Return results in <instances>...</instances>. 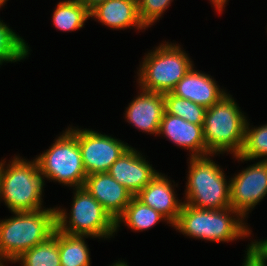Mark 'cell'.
Returning a JSON list of instances; mask_svg holds the SVG:
<instances>
[{
	"label": "cell",
	"mask_w": 267,
	"mask_h": 266,
	"mask_svg": "<svg viewBox=\"0 0 267 266\" xmlns=\"http://www.w3.org/2000/svg\"><path fill=\"white\" fill-rule=\"evenodd\" d=\"M6 0H0V5H3Z\"/></svg>",
	"instance_id": "30"
},
{
	"label": "cell",
	"mask_w": 267,
	"mask_h": 266,
	"mask_svg": "<svg viewBox=\"0 0 267 266\" xmlns=\"http://www.w3.org/2000/svg\"><path fill=\"white\" fill-rule=\"evenodd\" d=\"M108 173L133 196H136L158 174L131 147L112 164Z\"/></svg>",
	"instance_id": "11"
},
{
	"label": "cell",
	"mask_w": 267,
	"mask_h": 266,
	"mask_svg": "<svg viewBox=\"0 0 267 266\" xmlns=\"http://www.w3.org/2000/svg\"><path fill=\"white\" fill-rule=\"evenodd\" d=\"M253 260L259 266H266L265 263L267 260V240L260 242H253Z\"/></svg>",
	"instance_id": "26"
},
{
	"label": "cell",
	"mask_w": 267,
	"mask_h": 266,
	"mask_svg": "<svg viewBox=\"0 0 267 266\" xmlns=\"http://www.w3.org/2000/svg\"><path fill=\"white\" fill-rule=\"evenodd\" d=\"M161 133L178 146L190 149L192 157L209 155L203 137V125L190 123L165 111L158 131V134Z\"/></svg>",
	"instance_id": "13"
},
{
	"label": "cell",
	"mask_w": 267,
	"mask_h": 266,
	"mask_svg": "<svg viewBox=\"0 0 267 266\" xmlns=\"http://www.w3.org/2000/svg\"><path fill=\"white\" fill-rule=\"evenodd\" d=\"M90 17V11L78 0L59 2L53 14L56 28L62 31H72L82 28L84 22Z\"/></svg>",
	"instance_id": "21"
},
{
	"label": "cell",
	"mask_w": 267,
	"mask_h": 266,
	"mask_svg": "<svg viewBox=\"0 0 267 266\" xmlns=\"http://www.w3.org/2000/svg\"><path fill=\"white\" fill-rule=\"evenodd\" d=\"M136 197L145 205L155 209L168 220L172 226L178 220L184 203L175 199L170 181L161 174H157Z\"/></svg>",
	"instance_id": "15"
},
{
	"label": "cell",
	"mask_w": 267,
	"mask_h": 266,
	"mask_svg": "<svg viewBox=\"0 0 267 266\" xmlns=\"http://www.w3.org/2000/svg\"><path fill=\"white\" fill-rule=\"evenodd\" d=\"M22 266H61L58 249V229L44 242L22 253L14 262Z\"/></svg>",
	"instance_id": "18"
},
{
	"label": "cell",
	"mask_w": 267,
	"mask_h": 266,
	"mask_svg": "<svg viewBox=\"0 0 267 266\" xmlns=\"http://www.w3.org/2000/svg\"><path fill=\"white\" fill-rule=\"evenodd\" d=\"M180 49L179 46L163 44L148 53L139 71L142 90L161 94L173 91L193 67L187 54Z\"/></svg>",
	"instance_id": "6"
},
{
	"label": "cell",
	"mask_w": 267,
	"mask_h": 266,
	"mask_svg": "<svg viewBox=\"0 0 267 266\" xmlns=\"http://www.w3.org/2000/svg\"><path fill=\"white\" fill-rule=\"evenodd\" d=\"M83 3L89 11H91L98 4L105 2L106 0H78Z\"/></svg>",
	"instance_id": "27"
},
{
	"label": "cell",
	"mask_w": 267,
	"mask_h": 266,
	"mask_svg": "<svg viewBox=\"0 0 267 266\" xmlns=\"http://www.w3.org/2000/svg\"><path fill=\"white\" fill-rule=\"evenodd\" d=\"M245 116L229 95L206 109L203 137L209 154L231 150L239 155L244 144Z\"/></svg>",
	"instance_id": "2"
},
{
	"label": "cell",
	"mask_w": 267,
	"mask_h": 266,
	"mask_svg": "<svg viewBox=\"0 0 267 266\" xmlns=\"http://www.w3.org/2000/svg\"><path fill=\"white\" fill-rule=\"evenodd\" d=\"M93 16L110 28L123 29L133 26L145 29L139 17L136 0H106L90 11V17Z\"/></svg>",
	"instance_id": "17"
},
{
	"label": "cell",
	"mask_w": 267,
	"mask_h": 266,
	"mask_svg": "<svg viewBox=\"0 0 267 266\" xmlns=\"http://www.w3.org/2000/svg\"><path fill=\"white\" fill-rule=\"evenodd\" d=\"M267 156V124L249 130L248 122L245 123L244 144L239 155L240 160H252ZM267 160V159H264Z\"/></svg>",
	"instance_id": "24"
},
{
	"label": "cell",
	"mask_w": 267,
	"mask_h": 266,
	"mask_svg": "<svg viewBox=\"0 0 267 266\" xmlns=\"http://www.w3.org/2000/svg\"><path fill=\"white\" fill-rule=\"evenodd\" d=\"M230 212L241 216L232 207L220 210L200 209L184 202L173 226L188 236L215 242L230 241L248 235L250 232L242 220L232 219L229 217Z\"/></svg>",
	"instance_id": "4"
},
{
	"label": "cell",
	"mask_w": 267,
	"mask_h": 266,
	"mask_svg": "<svg viewBox=\"0 0 267 266\" xmlns=\"http://www.w3.org/2000/svg\"><path fill=\"white\" fill-rule=\"evenodd\" d=\"M61 266H90V256L83 236L68 235L58 230Z\"/></svg>",
	"instance_id": "20"
},
{
	"label": "cell",
	"mask_w": 267,
	"mask_h": 266,
	"mask_svg": "<svg viewBox=\"0 0 267 266\" xmlns=\"http://www.w3.org/2000/svg\"><path fill=\"white\" fill-rule=\"evenodd\" d=\"M126 111L128 122L143 132L158 134L160 122L165 112L164 94L142 90Z\"/></svg>",
	"instance_id": "14"
},
{
	"label": "cell",
	"mask_w": 267,
	"mask_h": 266,
	"mask_svg": "<svg viewBox=\"0 0 267 266\" xmlns=\"http://www.w3.org/2000/svg\"><path fill=\"white\" fill-rule=\"evenodd\" d=\"M172 93L175 96L188 99L206 109L218 102L224 95L220 91L215 81L210 76L193 70L189 72L177 83Z\"/></svg>",
	"instance_id": "16"
},
{
	"label": "cell",
	"mask_w": 267,
	"mask_h": 266,
	"mask_svg": "<svg viewBox=\"0 0 267 266\" xmlns=\"http://www.w3.org/2000/svg\"><path fill=\"white\" fill-rule=\"evenodd\" d=\"M0 163V196L12 212L41 210L43 177L36 160H12L7 170Z\"/></svg>",
	"instance_id": "3"
},
{
	"label": "cell",
	"mask_w": 267,
	"mask_h": 266,
	"mask_svg": "<svg viewBox=\"0 0 267 266\" xmlns=\"http://www.w3.org/2000/svg\"><path fill=\"white\" fill-rule=\"evenodd\" d=\"M24 40L0 21V65L3 61H19L28 54Z\"/></svg>",
	"instance_id": "23"
},
{
	"label": "cell",
	"mask_w": 267,
	"mask_h": 266,
	"mask_svg": "<svg viewBox=\"0 0 267 266\" xmlns=\"http://www.w3.org/2000/svg\"><path fill=\"white\" fill-rule=\"evenodd\" d=\"M41 175L70 186L83 187L87 177L77 138L67 130L49 150L35 159Z\"/></svg>",
	"instance_id": "8"
},
{
	"label": "cell",
	"mask_w": 267,
	"mask_h": 266,
	"mask_svg": "<svg viewBox=\"0 0 267 266\" xmlns=\"http://www.w3.org/2000/svg\"><path fill=\"white\" fill-rule=\"evenodd\" d=\"M69 226L67 213L56 209L57 229L74 236L108 237L116 231V221L103 206L87 191L77 187L73 198Z\"/></svg>",
	"instance_id": "7"
},
{
	"label": "cell",
	"mask_w": 267,
	"mask_h": 266,
	"mask_svg": "<svg viewBox=\"0 0 267 266\" xmlns=\"http://www.w3.org/2000/svg\"><path fill=\"white\" fill-rule=\"evenodd\" d=\"M172 0H138V12L145 27L152 25Z\"/></svg>",
	"instance_id": "25"
},
{
	"label": "cell",
	"mask_w": 267,
	"mask_h": 266,
	"mask_svg": "<svg viewBox=\"0 0 267 266\" xmlns=\"http://www.w3.org/2000/svg\"><path fill=\"white\" fill-rule=\"evenodd\" d=\"M162 218L165 219L155 209L145 205L136 196H133L124 212L117 218L116 229L119 222L122 221L121 219L133 230L143 231L155 225Z\"/></svg>",
	"instance_id": "19"
},
{
	"label": "cell",
	"mask_w": 267,
	"mask_h": 266,
	"mask_svg": "<svg viewBox=\"0 0 267 266\" xmlns=\"http://www.w3.org/2000/svg\"><path fill=\"white\" fill-rule=\"evenodd\" d=\"M186 196L188 204L200 209L231 207L230 185L220 167L207 156L191 157Z\"/></svg>",
	"instance_id": "5"
},
{
	"label": "cell",
	"mask_w": 267,
	"mask_h": 266,
	"mask_svg": "<svg viewBox=\"0 0 267 266\" xmlns=\"http://www.w3.org/2000/svg\"><path fill=\"white\" fill-rule=\"evenodd\" d=\"M165 111L193 124L203 125L206 108L188 99L175 96L172 92L164 94Z\"/></svg>",
	"instance_id": "22"
},
{
	"label": "cell",
	"mask_w": 267,
	"mask_h": 266,
	"mask_svg": "<svg viewBox=\"0 0 267 266\" xmlns=\"http://www.w3.org/2000/svg\"><path fill=\"white\" fill-rule=\"evenodd\" d=\"M14 214L16 217L0 222V258L12 262L47 240L57 228L55 208Z\"/></svg>",
	"instance_id": "1"
},
{
	"label": "cell",
	"mask_w": 267,
	"mask_h": 266,
	"mask_svg": "<svg viewBox=\"0 0 267 266\" xmlns=\"http://www.w3.org/2000/svg\"><path fill=\"white\" fill-rule=\"evenodd\" d=\"M78 140L87 176L108 172L112 164L130 147L120 140L90 130L68 129Z\"/></svg>",
	"instance_id": "9"
},
{
	"label": "cell",
	"mask_w": 267,
	"mask_h": 266,
	"mask_svg": "<svg viewBox=\"0 0 267 266\" xmlns=\"http://www.w3.org/2000/svg\"><path fill=\"white\" fill-rule=\"evenodd\" d=\"M116 221L130 203L133 195L108 172L86 177L84 186Z\"/></svg>",
	"instance_id": "12"
},
{
	"label": "cell",
	"mask_w": 267,
	"mask_h": 266,
	"mask_svg": "<svg viewBox=\"0 0 267 266\" xmlns=\"http://www.w3.org/2000/svg\"><path fill=\"white\" fill-rule=\"evenodd\" d=\"M229 185L231 207L242 219L267 194V160L243 170L230 180Z\"/></svg>",
	"instance_id": "10"
},
{
	"label": "cell",
	"mask_w": 267,
	"mask_h": 266,
	"mask_svg": "<svg viewBox=\"0 0 267 266\" xmlns=\"http://www.w3.org/2000/svg\"><path fill=\"white\" fill-rule=\"evenodd\" d=\"M211 1H212V3L215 4L214 6L217 7L218 11L221 12L222 11V8H223V6H224V4H225V2L227 0H211Z\"/></svg>",
	"instance_id": "28"
},
{
	"label": "cell",
	"mask_w": 267,
	"mask_h": 266,
	"mask_svg": "<svg viewBox=\"0 0 267 266\" xmlns=\"http://www.w3.org/2000/svg\"><path fill=\"white\" fill-rule=\"evenodd\" d=\"M113 266H128V265H126L125 264V262L123 261V262H117L115 265H113Z\"/></svg>",
	"instance_id": "29"
}]
</instances>
